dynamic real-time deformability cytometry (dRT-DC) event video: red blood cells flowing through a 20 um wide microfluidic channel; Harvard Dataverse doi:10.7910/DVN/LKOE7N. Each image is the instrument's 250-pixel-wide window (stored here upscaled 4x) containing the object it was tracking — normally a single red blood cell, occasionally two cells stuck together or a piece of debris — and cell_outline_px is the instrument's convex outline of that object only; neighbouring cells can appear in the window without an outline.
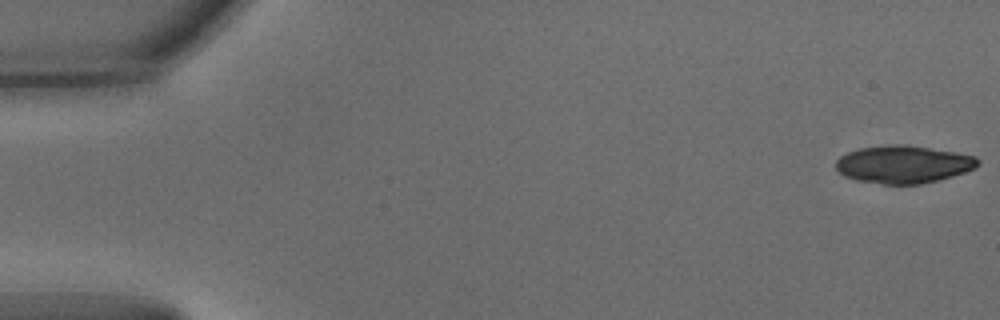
{"species": "common noctule bat (a hibernating species)", "species_latin": "Nyctalus noctula", "temperature_condition": "warm", "stored_images_in_passage": 52, "camera_frame_rate_fps": 3000, "um_per_image_px": 0.085, "animal": {"sex": "male", "body_mass_g": 15.6}, "frame": {"image": 1, "passage_image": 1, "time_ms": 0.0, "image_size_px": [1000, 320], "cell_outline_px": [[980, 164], [976, 168], [952, 176], [920, 184], [884, 184], [856, 180], [844, 176], [836, 168], [836, 160], [840, 156], [848, 152], [860, 148], [892, 144], [904, 144], [956, 152], [976, 156], [980, 160]], "centroid_in_image_um": [76.8, 13.96], "position_along_channel_um": 8.2, "area_um2": 31.15}}
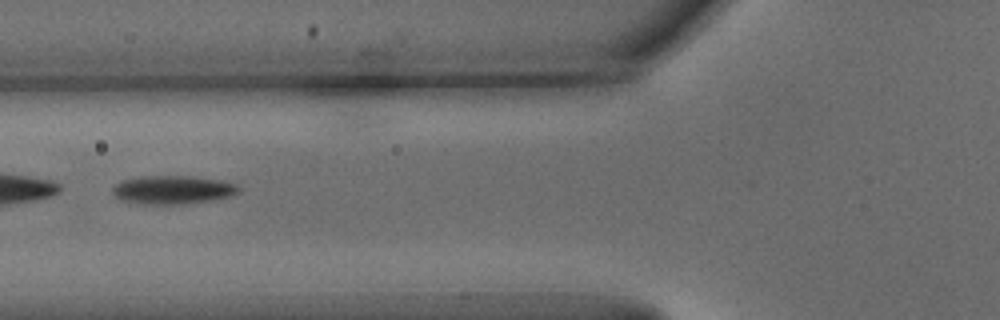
{"frame": {"image": 2, "passage_image": 21, "time_ms": 6.667, "image_size_px": [1000, 320], "cell_outline_px": [[240, 192], [228, 196], [208, 200], [180, 204], [144, 204], [124, 200], [116, 196], [112, 192], [112, 188], [120, 180], [140, 176], [192, 176], [220, 180], [236, 184], [240, 188]], "centroid_in_image_um": [14.66, 16.11], "position_along_channel_um": 111.1, "area_um2": 20.69}}
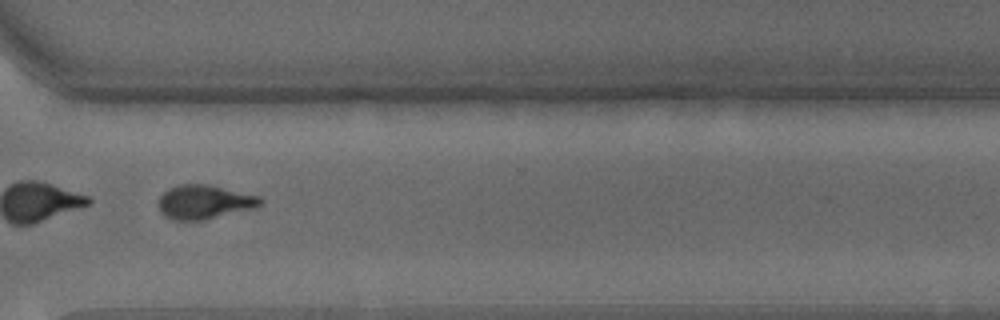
{"frame": {"image": 3, "passage_image": 40, "time_ms": 13.0, "image_size_px": [1000, 320], "cell_outline_px": [[264, 200], [256, 208], [200, 220], [172, 220], [164, 216], [160, 212], [160, 196], [168, 188], [180, 184], [208, 184], [260, 196]], "centroid_in_image_um": [17.38, 17.16], "position_along_channel_um": 353.2, "area_um2": 20.11}, "authors_computed_cell_mechanics": {"area_um2": 21.964, "velocity_mm_per_s": 3.8231, "shape_relaxation_time_tau1_ms": 2.1302, "shape_relaxation_time_tau2_ms": 1.9718, "deformation_change_tau1": 0.1565, "deformation_change_tau2": 0.0963}}